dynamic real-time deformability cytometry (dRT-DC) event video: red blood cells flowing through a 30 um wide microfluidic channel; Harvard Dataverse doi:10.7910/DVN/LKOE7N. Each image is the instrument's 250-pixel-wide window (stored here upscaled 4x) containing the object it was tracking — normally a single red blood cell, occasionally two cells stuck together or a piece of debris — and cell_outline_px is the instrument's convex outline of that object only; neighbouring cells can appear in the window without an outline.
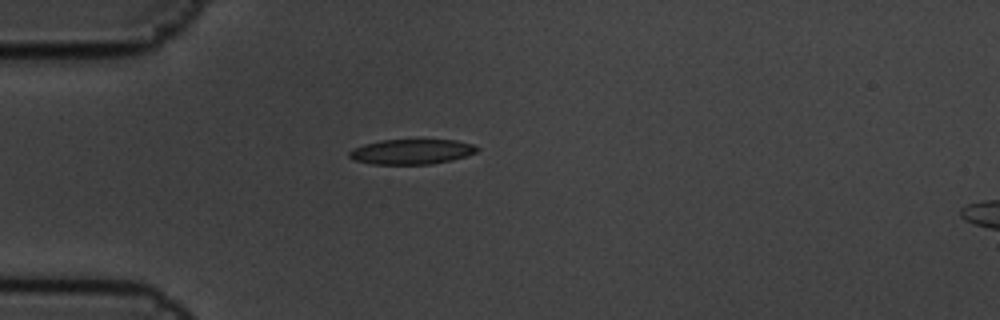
{"species": "common noctule bat (a hibernating species)", "species_latin": "Nyctalus noctula", "temperature_condition": "cold", "stored_images_in_passage": 2, "camera_frame_rate_fps": 3000, "um_per_image_px": 0.085, "animal": {"sex": "male", "body_mass_g": 19.5, "forearm_length_mm": 54.6}, "frame": {"image": 1, "passage_image": 1, "time_ms": 0.0, "image_size_px": [1000, 320], "cell_outline_px": [[480, 148], [476, 152], [452, 160], [432, 164], [372, 164], [356, 160], [348, 156], [348, 152], [352, 148], [364, 144], [380, 140], [456, 140], [472, 144]], "centroid_in_image_um": [34.97, 12.89], "position_along_channel_um": 50.0, "area_um2": 18.61}}